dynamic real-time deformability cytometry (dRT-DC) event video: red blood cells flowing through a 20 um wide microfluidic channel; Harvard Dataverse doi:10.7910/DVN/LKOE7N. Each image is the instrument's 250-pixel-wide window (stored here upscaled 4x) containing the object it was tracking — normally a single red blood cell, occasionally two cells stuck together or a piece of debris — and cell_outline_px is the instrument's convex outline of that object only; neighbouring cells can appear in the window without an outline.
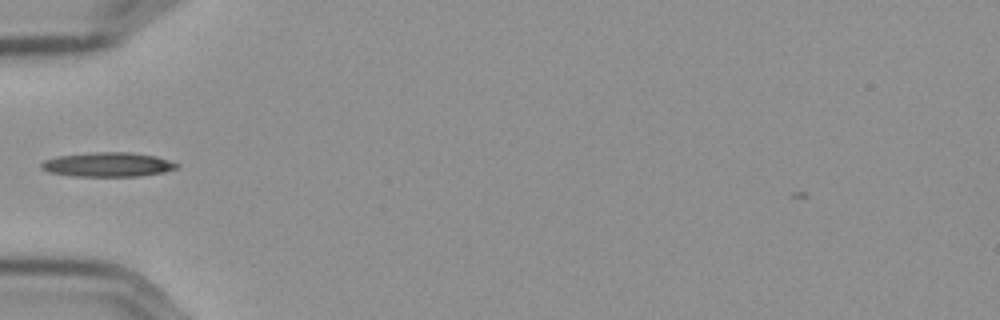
{"species": "Egyptian fruit bat (a non-hibernating species)", "species_latin": "Rousettus aegyptiacus", "temperature_condition": "cold", "stored_images_in_passage": 39, "camera_frame_rate_fps": 3000, "um_per_image_px": 0.085, "frame": {"image": 1, "passage_image": 1, "time_ms": 0.0, "image_size_px": [1000, 320], "cell_outline_px": [[180, 164], [176, 168], [164, 172], [140, 176], [72, 176], [48, 172], [40, 168], [40, 164], [44, 160], [56, 156], [92, 152], [132, 152], [156, 156]], "centroid_in_image_um": [9.14, 13.98], "position_along_channel_um": 75.9, "area_um2": 19.36}}
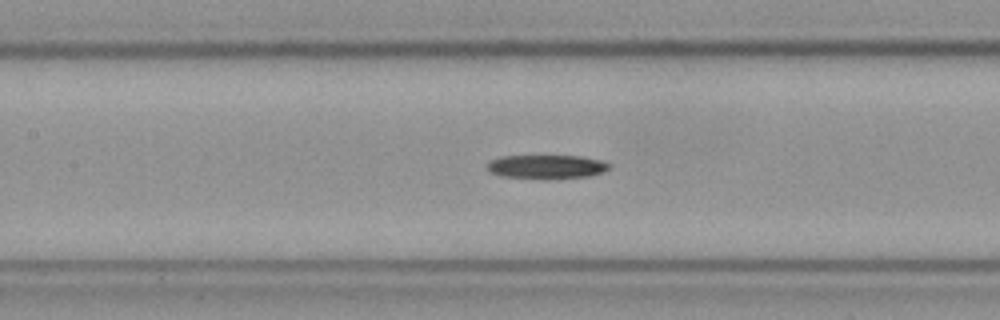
{"frame": {"image": 2, "passage_image": 8, "time_ms": 2.333, "image_size_px": [1000, 320], "cell_outline_px": [[612, 164], [604, 172], [588, 176], [544, 180], [500, 176], [492, 172], [488, 168], [488, 164], [492, 160], [500, 156], [580, 156], [600, 160]], "centroid_in_image_um": [46.48, 14.19], "position_along_channel_um": 160.9, "area_um2": 17.11}}
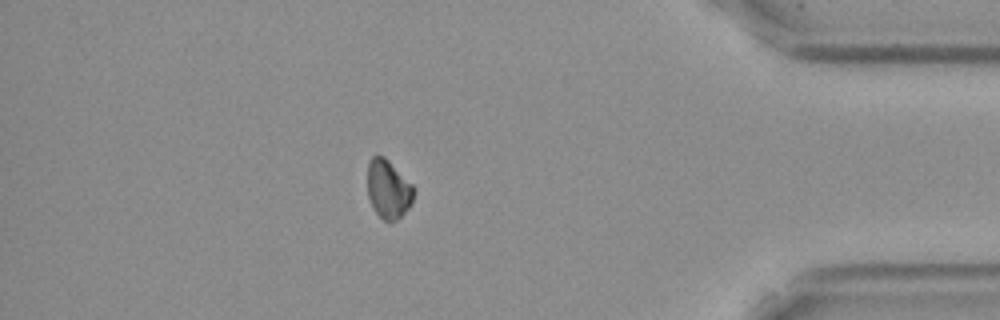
{"frame": {"image": 3, "passage_image": 31, "time_ms": 10.0, "image_size_px": [1000, 320], "cell_outline_px": [[412, 204], [396, 220], [388, 224], [372, 208], [368, 196], [368, 160], [376, 152], [384, 156], [412, 184]], "centroid_in_image_um": [32.96, 16.06], "position_along_channel_um": 402.2, "area_um2": 15.84}}